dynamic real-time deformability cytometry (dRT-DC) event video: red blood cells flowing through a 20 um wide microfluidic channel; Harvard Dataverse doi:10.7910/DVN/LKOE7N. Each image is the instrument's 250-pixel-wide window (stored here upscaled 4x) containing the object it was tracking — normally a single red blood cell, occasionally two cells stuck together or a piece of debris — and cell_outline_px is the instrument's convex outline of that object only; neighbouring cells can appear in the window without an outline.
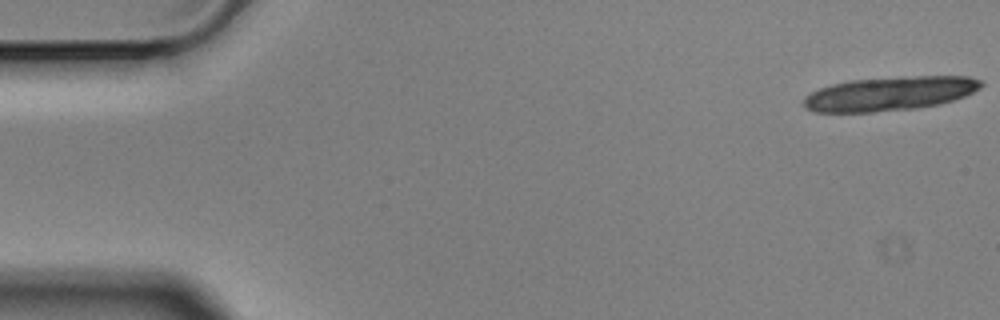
{"species": "Egyptian fruit bat (a non-hibernating species)", "species_latin": "Rousettus aegyptiacus", "temperature_condition": "cold", "stored_images_in_passage": 5, "segment_of_instrument_passage": [1, 2], "camera_frame_rate_fps": 3000, "um_per_image_px": 0.085, "animal": {"sex": "male"}, "frame": {"image": 1, "passage_image": 1, "time_ms": 0.0, "image_size_px": [1000, 320], "cell_outline_px": [[984, 84], [980, 88], [964, 96], [940, 104], [916, 108], [872, 112], [816, 112], [804, 108], [804, 96], [820, 88], [832, 84], [852, 80], [900, 76], [968, 76], [984, 80]], "centroid_in_image_um": [75.65, 7.95], "position_along_channel_um": 9.3, "area_um2": 35.32}}